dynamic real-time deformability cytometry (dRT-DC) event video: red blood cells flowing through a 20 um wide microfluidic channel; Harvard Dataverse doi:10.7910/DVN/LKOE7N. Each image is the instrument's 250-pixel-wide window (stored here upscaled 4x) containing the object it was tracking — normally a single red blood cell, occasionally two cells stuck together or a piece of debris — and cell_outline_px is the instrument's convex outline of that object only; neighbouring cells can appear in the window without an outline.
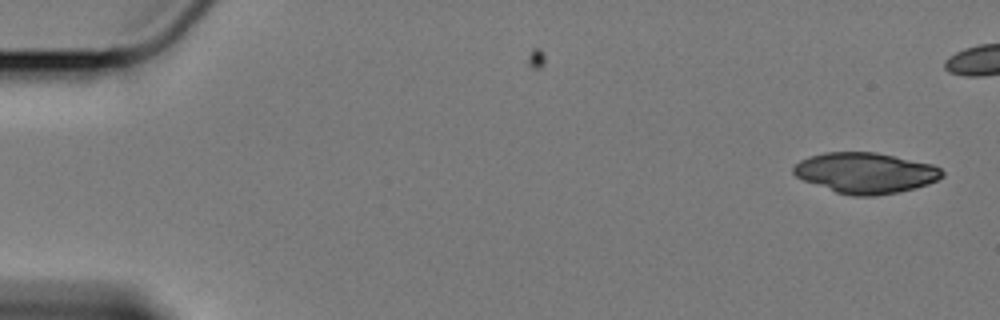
{"species": "Egyptian fruit bat (a non-hibernating species)", "species_latin": "Rousettus aegyptiacus", "temperature_condition": "cold", "stored_images_in_passage": 35, "camera_frame_rate_fps": 3000, "um_per_image_px": 0.085, "animal": {"sex": "female"}, "frame": {"image": 1, "passage_image": 1, "time_ms": 0.0, "image_size_px": [1000, 320], "cell_outline_px": [[944, 176], [928, 184], [916, 188], [900, 192], [876, 196], [852, 196], [836, 192], [804, 180], [796, 176], [792, 172], [792, 168], [800, 160], [808, 156], [824, 152], [876, 152], [932, 164], [940, 168], [944, 172]], "centroid_in_image_um": [73.57, 14.7], "position_along_channel_um": 11.4, "area_um2": 35.32}}